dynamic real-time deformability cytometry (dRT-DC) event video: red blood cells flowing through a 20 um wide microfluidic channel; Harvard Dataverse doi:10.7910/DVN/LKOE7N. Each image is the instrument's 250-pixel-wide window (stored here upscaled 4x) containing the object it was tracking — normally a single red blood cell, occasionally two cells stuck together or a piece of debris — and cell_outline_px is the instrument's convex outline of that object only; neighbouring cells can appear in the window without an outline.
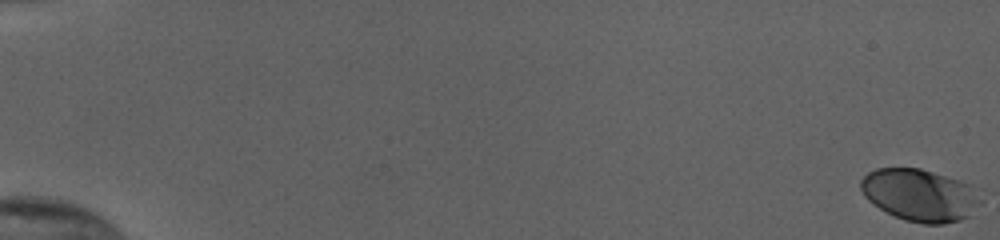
{"species": "human", "species_latin": "Homo sapiens", "temperature_condition": "cold", "stored_images_in_passage": 56, "camera_frame_rate_fps": 3000, "um_per_image_px": 0.085, "donor": {"sex": "female"}, "frame": {"image": 1, "passage_image": 1, "time_ms": 0.0, "image_size_px": [1000, 240], "cell_outline_px": [[980, 204], [968, 216], [960, 220], [944, 224], [924, 224], [904, 220], [872, 204], [864, 196], [860, 188], [860, 180], [868, 172], [876, 168], [920, 168], [960, 180], [972, 184], [980, 200]], "centroid_in_image_um": [78.17, 16.58], "position_along_channel_um": 6.8, "area_um2": 36.47}}
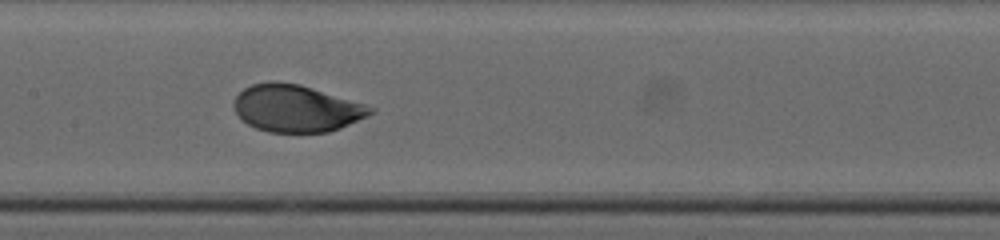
{"frame": {"image": 2, "passage_image": 31, "time_ms": 10.0, "image_size_px": [1000, 240], "cell_outline_px": [[376, 112], [368, 116], [340, 128], [328, 132], [268, 132], [256, 128], [240, 120], [232, 104], [236, 96], [244, 88], [252, 84], [272, 80], [276, 80], [300, 84], [364, 104], [376, 108]], "centroid_in_image_um": [25.16, 9.2], "position_along_channel_um": 182.2, "area_um2": 37.63}}
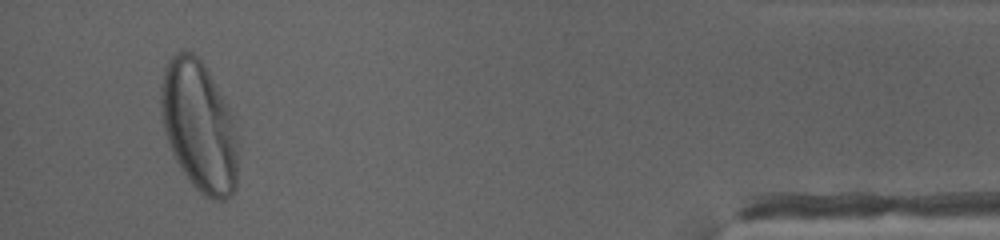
{"frame": {"image": 3, "passage_image": 54, "time_ms": 17.667, "image_size_px": [1000, 240], "cell_outline_px": [[236, 188], [232, 196], [228, 200], [212, 200], [204, 196], [192, 184], [176, 160], [168, 144], [164, 132], [160, 112], [160, 84], [164, 68], [168, 60], [176, 52], [184, 48], [188, 48], [204, 64], [224, 100], [232, 116], [236, 144]], "centroid_in_image_um": [16.87, 10.71], "position_along_channel_um": 418.3, "area_um2": 58.61}, "authors_computed_cell_mechanics": {"area_um2": 37.3677, "velocity_mm_per_s": 3.8245, "shape_relaxation_time_tau1_ms": 3.2872, "shape_relaxation_time_tau2_ms": null, "deformation_change_tau1": 0.1668, "deformation_change_tau2": null}}